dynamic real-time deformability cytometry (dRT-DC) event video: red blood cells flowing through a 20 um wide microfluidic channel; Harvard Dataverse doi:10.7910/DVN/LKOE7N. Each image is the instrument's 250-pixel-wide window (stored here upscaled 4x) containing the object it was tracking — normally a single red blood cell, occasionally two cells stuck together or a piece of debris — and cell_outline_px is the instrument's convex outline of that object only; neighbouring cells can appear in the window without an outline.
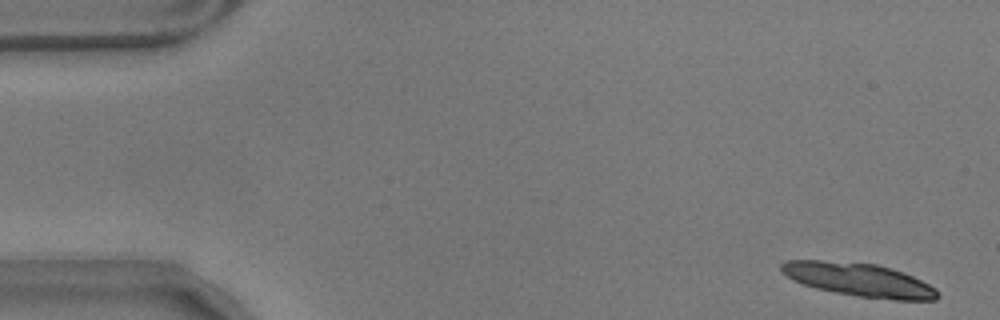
{"species": "common noctule bat (a hibernating species)", "species_latin": "Nyctalus noctula", "temperature_condition": "warm", "stored_images_in_passage": 15, "camera_frame_rate_fps": 3000, "um_per_image_px": 0.085, "animal": {"sex": "male", "body_mass_g": 17.9}, "frame": {"image": 1, "passage_image": 2, "time_ms": 0.333, "image_size_px": [1000, 320], "cell_outline_px": [[940, 296], [936, 300], [896, 300], [860, 296], [836, 292], [816, 288], [792, 280], [780, 268], [780, 264], [784, 260], [820, 260], [876, 264], [892, 268], [904, 272], [936, 288], [940, 292]], "centroid_in_image_um": [73.04, 23.77], "position_along_channel_um": 12.0, "area_um2": 30.23}}